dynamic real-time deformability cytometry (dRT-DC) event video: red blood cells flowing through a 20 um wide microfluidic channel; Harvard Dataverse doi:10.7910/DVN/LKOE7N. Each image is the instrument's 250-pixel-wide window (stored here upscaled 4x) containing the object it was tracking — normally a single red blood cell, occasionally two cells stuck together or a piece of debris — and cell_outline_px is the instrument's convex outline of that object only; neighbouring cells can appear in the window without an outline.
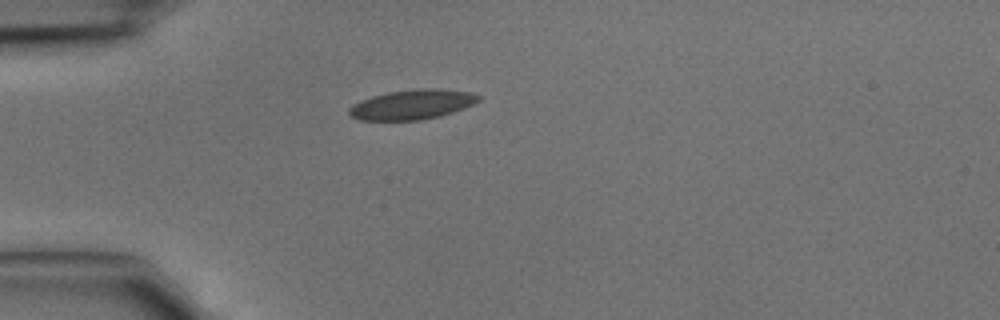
{"species": "common noctule bat (a hibernating species)", "species_latin": "Nyctalus noctula", "temperature_condition": "cold", "stored_images_in_passage": 1, "camera_frame_rate_fps": 3000, "um_per_image_px": 0.085, "animal": {"sex": "male", "body_mass_g": 15.6}, "frame": {"image": 1, "passage_image": 1, "time_ms": 0.0, "image_size_px": [1000, 320], "cell_outline_px": [[480, 100], [464, 108], [440, 116], [420, 120], [360, 120], [352, 116], [348, 112], [348, 108], [352, 104], [360, 100], [372, 96], [388, 92], [420, 88], [440, 88], [472, 92], [480, 96]], "centroid_in_image_um": [35.03, 8.87], "position_along_channel_um": 50.0, "area_um2": 22.54}}